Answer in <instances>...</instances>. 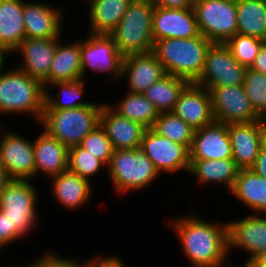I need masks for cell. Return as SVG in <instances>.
Segmentation results:
<instances>
[{
  "mask_svg": "<svg viewBox=\"0 0 266 267\" xmlns=\"http://www.w3.org/2000/svg\"><path fill=\"white\" fill-rule=\"evenodd\" d=\"M170 221V222H169ZM190 267H229L227 221H207L193 215L169 219Z\"/></svg>",
  "mask_w": 266,
  "mask_h": 267,
  "instance_id": "obj_1",
  "label": "cell"
},
{
  "mask_svg": "<svg viewBox=\"0 0 266 267\" xmlns=\"http://www.w3.org/2000/svg\"><path fill=\"white\" fill-rule=\"evenodd\" d=\"M213 43L203 35L194 38H164L154 42L152 52L165 73L195 83L204 68L206 53Z\"/></svg>",
  "mask_w": 266,
  "mask_h": 267,
  "instance_id": "obj_2",
  "label": "cell"
},
{
  "mask_svg": "<svg viewBox=\"0 0 266 267\" xmlns=\"http://www.w3.org/2000/svg\"><path fill=\"white\" fill-rule=\"evenodd\" d=\"M44 98L43 84L17 67L0 74V115L28 113L40 123Z\"/></svg>",
  "mask_w": 266,
  "mask_h": 267,
  "instance_id": "obj_3",
  "label": "cell"
},
{
  "mask_svg": "<svg viewBox=\"0 0 266 267\" xmlns=\"http://www.w3.org/2000/svg\"><path fill=\"white\" fill-rule=\"evenodd\" d=\"M154 9L152 0H133L116 28L110 33L123 57L153 50Z\"/></svg>",
  "mask_w": 266,
  "mask_h": 267,
  "instance_id": "obj_4",
  "label": "cell"
},
{
  "mask_svg": "<svg viewBox=\"0 0 266 267\" xmlns=\"http://www.w3.org/2000/svg\"><path fill=\"white\" fill-rule=\"evenodd\" d=\"M104 103L62 110L43 109L39 125L50 136L70 148L79 145L83 138L100 125Z\"/></svg>",
  "mask_w": 266,
  "mask_h": 267,
  "instance_id": "obj_5",
  "label": "cell"
},
{
  "mask_svg": "<svg viewBox=\"0 0 266 267\" xmlns=\"http://www.w3.org/2000/svg\"><path fill=\"white\" fill-rule=\"evenodd\" d=\"M106 171L110 175L113 191L120 196L145 190L160 176L141 148L114 150Z\"/></svg>",
  "mask_w": 266,
  "mask_h": 267,
  "instance_id": "obj_6",
  "label": "cell"
},
{
  "mask_svg": "<svg viewBox=\"0 0 266 267\" xmlns=\"http://www.w3.org/2000/svg\"><path fill=\"white\" fill-rule=\"evenodd\" d=\"M31 180H11L0 196V210L7 215L11 228L26 238L38 226L39 191ZM29 233V234H28Z\"/></svg>",
  "mask_w": 266,
  "mask_h": 267,
  "instance_id": "obj_7",
  "label": "cell"
},
{
  "mask_svg": "<svg viewBox=\"0 0 266 267\" xmlns=\"http://www.w3.org/2000/svg\"><path fill=\"white\" fill-rule=\"evenodd\" d=\"M200 34L212 43H225L237 33L236 0H193Z\"/></svg>",
  "mask_w": 266,
  "mask_h": 267,
  "instance_id": "obj_8",
  "label": "cell"
},
{
  "mask_svg": "<svg viewBox=\"0 0 266 267\" xmlns=\"http://www.w3.org/2000/svg\"><path fill=\"white\" fill-rule=\"evenodd\" d=\"M81 38V72L83 79L88 70L108 73L112 81H122L123 56L118 52L115 42L110 35L87 33Z\"/></svg>",
  "mask_w": 266,
  "mask_h": 267,
  "instance_id": "obj_9",
  "label": "cell"
},
{
  "mask_svg": "<svg viewBox=\"0 0 266 267\" xmlns=\"http://www.w3.org/2000/svg\"><path fill=\"white\" fill-rule=\"evenodd\" d=\"M5 127L0 125V162L11 180L32 181L35 179L33 140Z\"/></svg>",
  "mask_w": 266,
  "mask_h": 267,
  "instance_id": "obj_10",
  "label": "cell"
},
{
  "mask_svg": "<svg viewBox=\"0 0 266 267\" xmlns=\"http://www.w3.org/2000/svg\"><path fill=\"white\" fill-rule=\"evenodd\" d=\"M246 70L225 44L213 43L206 53L202 75L195 83L209 92L218 86L242 85Z\"/></svg>",
  "mask_w": 266,
  "mask_h": 267,
  "instance_id": "obj_11",
  "label": "cell"
},
{
  "mask_svg": "<svg viewBox=\"0 0 266 267\" xmlns=\"http://www.w3.org/2000/svg\"><path fill=\"white\" fill-rule=\"evenodd\" d=\"M141 150L153 162L159 174L186 171L190 167V149L181 143L161 136L152 128L146 129L141 142Z\"/></svg>",
  "mask_w": 266,
  "mask_h": 267,
  "instance_id": "obj_12",
  "label": "cell"
},
{
  "mask_svg": "<svg viewBox=\"0 0 266 267\" xmlns=\"http://www.w3.org/2000/svg\"><path fill=\"white\" fill-rule=\"evenodd\" d=\"M210 93L214 121L233 124L263 119L253 108L242 85L218 86Z\"/></svg>",
  "mask_w": 266,
  "mask_h": 267,
  "instance_id": "obj_13",
  "label": "cell"
},
{
  "mask_svg": "<svg viewBox=\"0 0 266 267\" xmlns=\"http://www.w3.org/2000/svg\"><path fill=\"white\" fill-rule=\"evenodd\" d=\"M62 34L56 38H25L12 52V55L20 53L22 58L19 65H15L30 77L38 79L44 86L48 87V75L52 60Z\"/></svg>",
  "mask_w": 266,
  "mask_h": 267,
  "instance_id": "obj_14",
  "label": "cell"
},
{
  "mask_svg": "<svg viewBox=\"0 0 266 267\" xmlns=\"http://www.w3.org/2000/svg\"><path fill=\"white\" fill-rule=\"evenodd\" d=\"M227 224L229 256L231 251L238 249L245 251L249 259L266 250V215L252 213L239 220L227 221Z\"/></svg>",
  "mask_w": 266,
  "mask_h": 267,
  "instance_id": "obj_15",
  "label": "cell"
},
{
  "mask_svg": "<svg viewBox=\"0 0 266 267\" xmlns=\"http://www.w3.org/2000/svg\"><path fill=\"white\" fill-rule=\"evenodd\" d=\"M266 119L228 124L232 159L239 169H250L263 147Z\"/></svg>",
  "mask_w": 266,
  "mask_h": 267,
  "instance_id": "obj_16",
  "label": "cell"
},
{
  "mask_svg": "<svg viewBox=\"0 0 266 267\" xmlns=\"http://www.w3.org/2000/svg\"><path fill=\"white\" fill-rule=\"evenodd\" d=\"M154 42L164 38H194L200 35L193 7L167 9L155 6L152 17Z\"/></svg>",
  "mask_w": 266,
  "mask_h": 267,
  "instance_id": "obj_17",
  "label": "cell"
},
{
  "mask_svg": "<svg viewBox=\"0 0 266 267\" xmlns=\"http://www.w3.org/2000/svg\"><path fill=\"white\" fill-rule=\"evenodd\" d=\"M63 8L40 2H27L23 5V22L26 38H56L63 33Z\"/></svg>",
  "mask_w": 266,
  "mask_h": 267,
  "instance_id": "obj_18",
  "label": "cell"
},
{
  "mask_svg": "<svg viewBox=\"0 0 266 267\" xmlns=\"http://www.w3.org/2000/svg\"><path fill=\"white\" fill-rule=\"evenodd\" d=\"M197 130L214 121L211 93L201 85L188 83L172 111Z\"/></svg>",
  "mask_w": 266,
  "mask_h": 267,
  "instance_id": "obj_19",
  "label": "cell"
},
{
  "mask_svg": "<svg viewBox=\"0 0 266 267\" xmlns=\"http://www.w3.org/2000/svg\"><path fill=\"white\" fill-rule=\"evenodd\" d=\"M164 75L165 70L152 51L123 57L121 79L127 80L129 92L142 94Z\"/></svg>",
  "mask_w": 266,
  "mask_h": 267,
  "instance_id": "obj_20",
  "label": "cell"
},
{
  "mask_svg": "<svg viewBox=\"0 0 266 267\" xmlns=\"http://www.w3.org/2000/svg\"><path fill=\"white\" fill-rule=\"evenodd\" d=\"M232 158V146L228 135V124L213 121L195 130L190 159Z\"/></svg>",
  "mask_w": 266,
  "mask_h": 267,
  "instance_id": "obj_21",
  "label": "cell"
},
{
  "mask_svg": "<svg viewBox=\"0 0 266 267\" xmlns=\"http://www.w3.org/2000/svg\"><path fill=\"white\" fill-rule=\"evenodd\" d=\"M100 125L106 131L113 150L140 148L143 134L147 129L141 123L119 115L107 102L101 109Z\"/></svg>",
  "mask_w": 266,
  "mask_h": 267,
  "instance_id": "obj_22",
  "label": "cell"
},
{
  "mask_svg": "<svg viewBox=\"0 0 266 267\" xmlns=\"http://www.w3.org/2000/svg\"><path fill=\"white\" fill-rule=\"evenodd\" d=\"M35 178L40 174L51 178L68 170L69 148L46 131L33 140Z\"/></svg>",
  "mask_w": 266,
  "mask_h": 267,
  "instance_id": "obj_23",
  "label": "cell"
},
{
  "mask_svg": "<svg viewBox=\"0 0 266 267\" xmlns=\"http://www.w3.org/2000/svg\"><path fill=\"white\" fill-rule=\"evenodd\" d=\"M51 191L54 199L61 207L70 212L87 205L94 192L92 183L73 173L69 169L51 177ZM93 186V187H92ZM93 189V190H92Z\"/></svg>",
  "mask_w": 266,
  "mask_h": 267,
  "instance_id": "obj_24",
  "label": "cell"
},
{
  "mask_svg": "<svg viewBox=\"0 0 266 267\" xmlns=\"http://www.w3.org/2000/svg\"><path fill=\"white\" fill-rule=\"evenodd\" d=\"M239 168L232 158L227 159H190L188 174L196 178L202 187L219 184L230 192L237 178ZM211 184V185H210Z\"/></svg>",
  "mask_w": 266,
  "mask_h": 267,
  "instance_id": "obj_25",
  "label": "cell"
},
{
  "mask_svg": "<svg viewBox=\"0 0 266 267\" xmlns=\"http://www.w3.org/2000/svg\"><path fill=\"white\" fill-rule=\"evenodd\" d=\"M253 214L266 215V179L251 169H240L230 192Z\"/></svg>",
  "mask_w": 266,
  "mask_h": 267,
  "instance_id": "obj_26",
  "label": "cell"
},
{
  "mask_svg": "<svg viewBox=\"0 0 266 267\" xmlns=\"http://www.w3.org/2000/svg\"><path fill=\"white\" fill-rule=\"evenodd\" d=\"M133 0H87L91 34L110 33L116 28Z\"/></svg>",
  "mask_w": 266,
  "mask_h": 267,
  "instance_id": "obj_27",
  "label": "cell"
},
{
  "mask_svg": "<svg viewBox=\"0 0 266 267\" xmlns=\"http://www.w3.org/2000/svg\"><path fill=\"white\" fill-rule=\"evenodd\" d=\"M83 79L81 72V38L72 43L59 41L48 75V86L54 82Z\"/></svg>",
  "mask_w": 266,
  "mask_h": 267,
  "instance_id": "obj_28",
  "label": "cell"
},
{
  "mask_svg": "<svg viewBox=\"0 0 266 267\" xmlns=\"http://www.w3.org/2000/svg\"><path fill=\"white\" fill-rule=\"evenodd\" d=\"M23 5L24 0H0V46L11 53L26 38Z\"/></svg>",
  "mask_w": 266,
  "mask_h": 267,
  "instance_id": "obj_29",
  "label": "cell"
},
{
  "mask_svg": "<svg viewBox=\"0 0 266 267\" xmlns=\"http://www.w3.org/2000/svg\"><path fill=\"white\" fill-rule=\"evenodd\" d=\"M237 33L266 41V0H236Z\"/></svg>",
  "mask_w": 266,
  "mask_h": 267,
  "instance_id": "obj_30",
  "label": "cell"
},
{
  "mask_svg": "<svg viewBox=\"0 0 266 267\" xmlns=\"http://www.w3.org/2000/svg\"><path fill=\"white\" fill-rule=\"evenodd\" d=\"M87 80L54 82L45 88L44 109H70L89 106L93 102H83ZM50 88V89H49ZM53 88H57V95L54 96Z\"/></svg>",
  "mask_w": 266,
  "mask_h": 267,
  "instance_id": "obj_31",
  "label": "cell"
},
{
  "mask_svg": "<svg viewBox=\"0 0 266 267\" xmlns=\"http://www.w3.org/2000/svg\"><path fill=\"white\" fill-rule=\"evenodd\" d=\"M108 105L119 115L139 122L147 129L152 128L156 119L159 117V111L143 94L127 91L122 98Z\"/></svg>",
  "mask_w": 266,
  "mask_h": 267,
  "instance_id": "obj_32",
  "label": "cell"
},
{
  "mask_svg": "<svg viewBox=\"0 0 266 267\" xmlns=\"http://www.w3.org/2000/svg\"><path fill=\"white\" fill-rule=\"evenodd\" d=\"M188 83L184 78L166 74L142 94L153 103L159 113L172 112L180 93Z\"/></svg>",
  "mask_w": 266,
  "mask_h": 267,
  "instance_id": "obj_33",
  "label": "cell"
},
{
  "mask_svg": "<svg viewBox=\"0 0 266 267\" xmlns=\"http://www.w3.org/2000/svg\"><path fill=\"white\" fill-rule=\"evenodd\" d=\"M152 129L173 142L186 145L189 149L192 146L195 129L173 112L160 113Z\"/></svg>",
  "mask_w": 266,
  "mask_h": 267,
  "instance_id": "obj_34",
  "label": "cell"
},
{
  "mask_svg": "<svg viewBox=\"0 0 266 267\" xmlns=\"http://www.w3.org/2000/svg\"><path fill=\"white\" fill-rule=\"evenodd\" d=\"M106 170V166L96 156L79 145L69 148L68 169L93 184V177ZM92 178V179H91Z\"/></svg>",
  "mask_w": 266,
  "mask_h": 267,
  "instance_id": "obj_35",
  "label": "cell"
},
{
  "mask_svg": "<svg viewBox=\"0 0 266 267\" xmlns=\"http://www.w3.org/2000/svg\"><path fill=\"white\" fill-rule=\"evenodd\" d=\"M265 42L252 36L236 33L224 44L240 65L250 68Z\"/></svg>",
  "mask_w": 266,
  "mask_h": 267,
  "instance_id": "obj_36",
  "label": "cell"
},
{
  "mask_svg": "<svg viewBox=\"0 0 266 267\" xmlns=\"http://www.w3.org/2000/svg\"><path fill=\"white\" fill-rule=\"evenodd\" d=\"M242 86L255 111L266 119V75L247 68Z\"/></svg>",
  "mask_w": 266,
  "mask_h": 267,
  "instance_id": "obj_37",
  "label": "cell"
},
{
  "mask_svg": "<svg viewBox=\"0 0 266 267\" xmlns=\"http://www.w3.org/2000/svg\"><path fill=\"white\" fill-rule=\"evenodd\" d=\"M79 146L96 156L106 167L114 151L111 141L101 125L88 133Z\"/></svg>",
  "mask_w": 266,
  "mask_h": 267,
  "instance_id": "obj_38",
  "label": "cell"
},
{
  "mask_svg": "<svg viewBox=\"0 0 266 267\" xmlns=\"http://www.w3.org/2000/svg\"><path fill=\"white\" fill-rule=\"evenodd\" d=\"M41 254L36 260L31 262V267H81L80 260L76 258H63L53 251H46Z\"/></svg>",
  "mask_w": 266,
  "mask_h": 267,
  "instance_id": "obj_39",
  "label": "cell"
},
{
  "mask_svg": "<svg viewBox=\"0 0 266 267\" xmlns=\"http://www.w3.org/2000/svg\"><path fill=\"white\" fill-rule=\"evenodd\" d=\"M24 238L16 228H11V223L7 217L0 210V250L14 244L15 242Z\"/></svg>",
  "mask_w": 266,
  "mask_h": 267,
  "instance_id": "obj_40",
  "label": "cell"
},
{
  "mask_svg": "<svg viewBox=\"0 0 266 267\" xmlns=\"http://www.w3.org/2000/svg\"><path fill=\"white\" fill-rule=\"evenodd\" d=\"M99 253L98 255L93 254V257L89 258L85 262L81 264V267H126V264L123 263L121 258H119L117 255L110 254V256L107 254Z\"/></svg>",
  "mask_w": 266,
  "mask_h": 267,
  "instance_id": "obj_41",
  "label": "cell"
},
{
  "mask_svg": "<svg viewBox=\"0 0 266 267\" xmlns=\"http://www.w3.org/2000/svg\"><path fill=\"white\" fill-rule=\"evenodd\" d=\"M155 6L167 9H181L192 7L193 0H152Z\"/></svg>",
  "mask_w": 266,
  "mask_h": 267,
  "instance_id": "obj_42",
  "label": "cell"
},
{
  "mask_svg": "<svg viewBox=\"0 0 266 267\" xmlns=\"http://www.w3.org/2000/svg\"><path fill=\"white\" fill-rule=\"evenodd\" d=\"M250 169L257 175L266 179V149L264 147L259 151L255 163Z\"/></svg>",
  "mask_w": 266,
  "mask_h": 267,
  "instance_id": "obj_43",
  "label": "cell"
},
{
  "mask_svg": "<svg viewBox=\"0 0 266 267\" xmlns=\"http://www.w3.org/2000/svg\"><path fill=\"white\" fill-rule=\"evenodd\" d=\"M250 69L266 75V42L262 45Z\"/></svg>",
  "mask_w": 266,
  "mask_h": 267,
  "instance_id": "obj_44",
  "label": "cell"
},
{
  "mask_svg": "<svg viewBox=\"0 0 266 267\" xmlns=\"http://www.w3.org/2000/svg\"><path fill=\"white\" fill-rule=\"evenodd\" d=\"M11 181L4 165L0 162V196L6 185Z\"/></svg>",
  "mask_w": 266,
  "mask_h": 267,
  "instance_id": "obj_45",
  "label": "cell"
},
{
  "mask_svg": "<svg viewBox=\"0 0 266 267\" xmlns=\"http://www.w3.org/2000/svg\"><path fill=\"white\" fill-rule=\"evenodd\" d=\"M12 54L7 48L0 46V74L4 73L7 68L5 69V65L7 64L5 61L7 60L6 57Z\"/></svg>",
  "mask_w": 266,
  "mask_h": 267,
  "instance_id": "obj_46",
  "label": "cell"
},
{
  "mask_svg": "<svg viewBox=\"0 0 266 267\" xmlns=\"http://www.w3.org/2000/svg\"><path fill=\"white\" fill-rule=\"evenodd\" d=\"M241 267H266V265L258 263L254 258H249L245 261L244 265Z\"/></svg>",
  "mask_w": 266,
  "mask_h": 267,
  "instance_id": "obj_47",
  "label": "cell"
},
{
  "mask_svg": "<svg viewBox=\"0 0 266 267\" xmlns=\"http://www.w3.org/2000/svg\"><path fill=\"white\" fill-rule=\"evenodd\" d=\"M258 263L266 265V250L259 252L253 257Z\"/></svg>",
  "mask_w": 266,
  "mask_h": 267,
  "instance_id": "obj_48",
  "label": "cell"
},
{
  "mask_svg": "<svg viewBox=\"0 0 266 267\" xmlns=\"http://www.w3.org/2000/svg\"><path fill=\"white\" fill-rule=\"evenodd\" d=\"M263 147L266 149V125H265L264 136H263Z\"/></svg>",
  "mask_w": 266,
  "mask_h": 267,
  "instance_id": "obj_49",
  "label": "cell"
},
{
  "mask_svg": "<svg viewBox=\"0 0 266 267\" xmlns=\"http://www.w3.org/2000/svg\"><path fill=\"white\" fill-rule=\"evenodd\" d=\"M6 267H8V265H7ZM9 267H13V266L10 265ZM14 267H19V265H18V266L16 265V266H14ZM21 267H31V263H29V264H27V265L24 264V265H22Z\"/></svg>",
  "mask_w": 266,
  "mask_h": 267,
  "instance_id": "obj_50",
  "label": "cell"
}]
</instances>
